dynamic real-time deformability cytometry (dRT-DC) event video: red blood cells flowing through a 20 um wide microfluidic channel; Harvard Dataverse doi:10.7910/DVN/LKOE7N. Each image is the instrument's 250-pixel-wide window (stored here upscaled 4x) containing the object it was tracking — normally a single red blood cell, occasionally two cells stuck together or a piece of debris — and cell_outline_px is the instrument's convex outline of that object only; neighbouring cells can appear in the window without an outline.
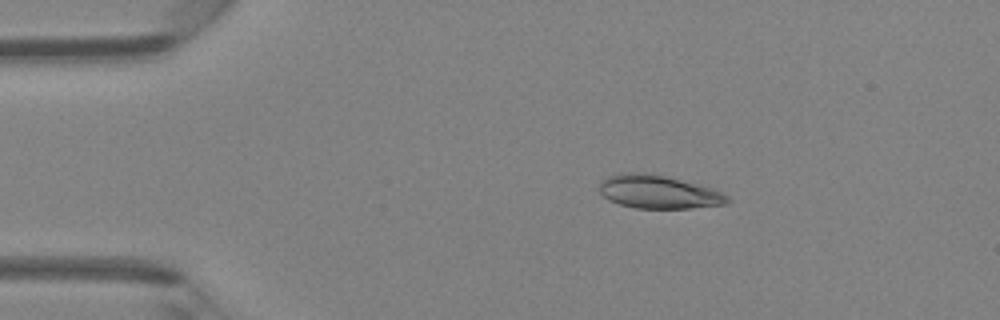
{"species": "Egyptian fruit bat (a non-hibernating species)", "species_latin": "Rousettus aegyptiacus", "temperature_condition": "room temperature", "stored_images_in_passage": 48, "camera_frame_rate_fps": 3000, "um_per_image_px": 0.085, "animal": {"sex": "female"}, "frame": {"image": 1, "passage_image": 9, "time_ms": 2.667, "image_size_px": [1000, 320], "cell_outline_px": [[732, 200], [728, 204], [692, 208], [636, 208], [620, 204], [608, 200], [600, 192], [600, 180], [608, 176], [620, 172], [644, 172], [664, 176], [712, 188], [728, 196]], "centroid_in_image_um": [55.96, 16.31], "position_along_channel_um": 29.0, "area_um2": 24.85}}
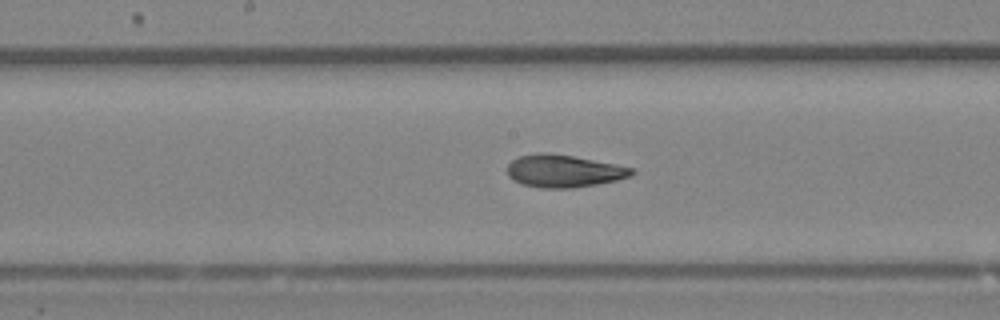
{"frame": {"image": 2, "passage_image": 25, "time_ms": 8.0, "image_size_px": [1000, 320], "cell_outline_px": [[636, 172], [632, 176], [616, 180], [596, 184], [572, 188], [540, 188], [520, 184], [512, 180], [508, 176], [508, 164], [512, 160], [520, 156], [536, 152], [544, 152], [572, 156], [616, 164], [632, 168]], "centroid_in_image_um": [47.9, 14.54], "position_along_channel_um": 200.3, "area_um2": 23.64}}
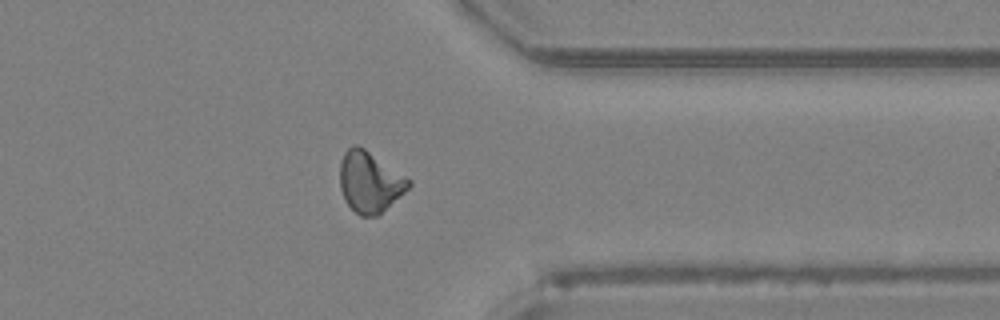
{"frame": {"image": 3, "passage_image": 38, "time_ms": 12.333, "image_size_px": [1000, 320], "cell_outline_px": [[412, 184], [404, 192], [376, 216], [360, 216], [344, 200], [340, 188], [340, 160], [344, 152], [352, 144], [356, 144], [364, 148], [412, 180]], "centroid_in_image_um": [31.4, 15.44], "position_along_channel_um": 380.0, "area_um2": 24.22}, "authors_computed_cell_mechanics": {"area_um2": 24.0159, "velocity_mm_per_s": 4.3008, "shape_relaxation_time_tau1_ms": null, "shape_relaxation_time_tau2_ms": 3.0678, "deformation_change_tau1": null, "deformation_change_tau2": 0.0947}}